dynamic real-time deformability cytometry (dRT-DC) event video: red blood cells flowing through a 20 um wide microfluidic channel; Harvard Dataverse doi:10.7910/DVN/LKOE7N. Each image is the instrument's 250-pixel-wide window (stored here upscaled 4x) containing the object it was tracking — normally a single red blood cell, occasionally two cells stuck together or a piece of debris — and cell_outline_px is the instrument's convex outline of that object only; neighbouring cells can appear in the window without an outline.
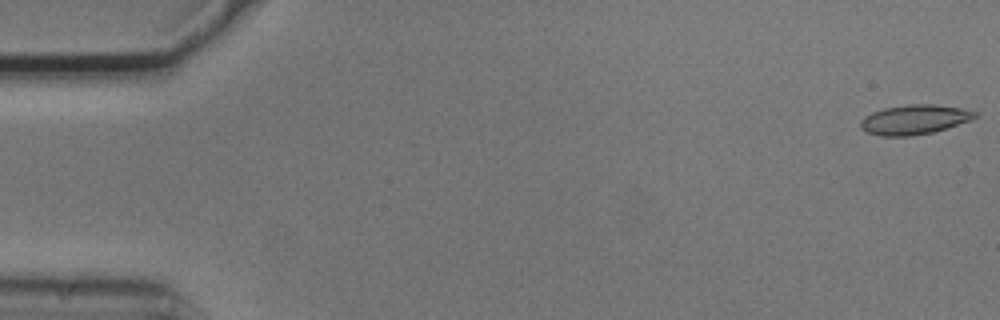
{"species": "common noctule bat (a hibernating species)", "species_latin": "Nyctalus noctula", "temperature_condition": "cold", "stored_images_in_passage": 13, "camera_frame_rate_fps": 3000, "um_per_image_px": 0.085, "animal": {"sex": "male", "body_mass_g": 20.5, "forearm_length_mm": 52.5}, "frame": {"image": 1, "passage_image": 1, "time_ms": 0.0, "image_size_px": [1000, 320], "cell_outline_px": [[976, 116], [968, 120], [932, 132], [912, 136], [880, 136], [868, 132], [860, 128], [860, 120], [864, 116], [872, 112], [884, 108], [912, 104], [932, 104], [960, 108], [976, 112]], "centroid_in_image_um": [77.64, 10.16], "position_along_channel_um": 7.4, "area_um2": 19.36}}